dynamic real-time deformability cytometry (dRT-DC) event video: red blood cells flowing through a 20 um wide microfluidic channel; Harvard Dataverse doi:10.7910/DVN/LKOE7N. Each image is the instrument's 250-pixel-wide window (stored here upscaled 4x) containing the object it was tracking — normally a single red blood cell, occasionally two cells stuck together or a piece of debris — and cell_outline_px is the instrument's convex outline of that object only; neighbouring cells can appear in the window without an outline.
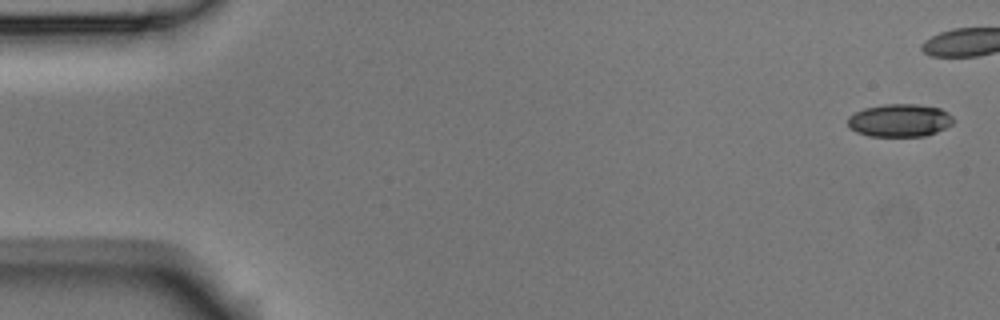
{"species": "Egyptian fruit bat (a non-hibernating species)", "species_latin": "Rousettus aegyptiacus", "temperature_condition": "room temperature", "stored_images_in_passage": 6, "camera_frame_rate_fps": 3000, "um_per_image_px": 0.085, "animal": {"sex": "male"}, "frame": {"image": 1, "passage_image": 1, "time_ms": 0.0, "image_size_px": [1000, 320], "cell_outline_px": [[956, 120], [952, 124], [936, 132], [924, 136], [868, 136], [856, 132], [848, 128], [848, 116], [864, 108], [884, 104], [916, 104], [940, 108], [948, 112]], "centroid_in_image_um": [76.47, 10.23], "position_along_channel_um": 8.5, "area_um2": 20.35}}